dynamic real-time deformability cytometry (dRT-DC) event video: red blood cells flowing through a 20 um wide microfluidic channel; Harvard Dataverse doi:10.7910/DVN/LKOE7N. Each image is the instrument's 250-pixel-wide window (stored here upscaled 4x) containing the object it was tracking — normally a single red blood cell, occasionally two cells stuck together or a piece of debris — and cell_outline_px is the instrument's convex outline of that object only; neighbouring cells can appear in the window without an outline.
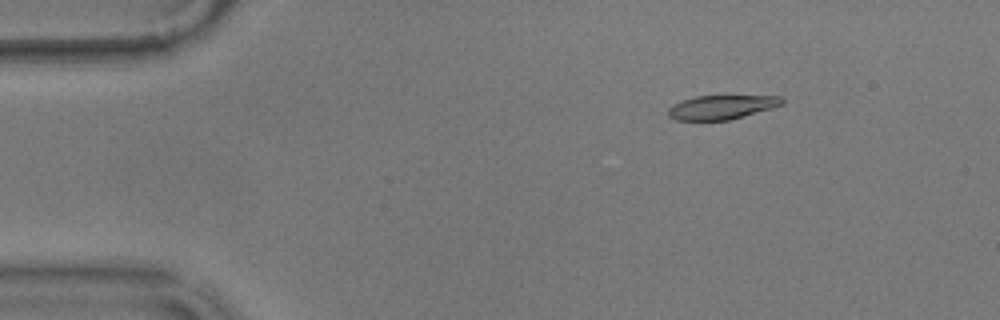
{"species": "common noctule bat (a hibernating species)", "species_latin": "Nyctalus noctula", "temperature_condition": "warm", "stored_images_in_passage": 15, "camera_frame_rate_fps": 3000, "um_per_image_px": 0.085, "animal": {"sex": "male", "body_mass_g": 17.9}, "frame": {"image": 1, "passage_image": 8, "time_ms": 2.333, "image_size_px": [1000, 320], "cell_outline_px": [[784, 104], [772, 108], [728, 120], [676, 120], [668, 116], [668, 108], [672, 104], [696, 96], [780, 96], [784, 100]], "centroid_in_image_um": [61.32, 9.11], "position_along_channel_um": 23.7, "area_um2": 15.84}}